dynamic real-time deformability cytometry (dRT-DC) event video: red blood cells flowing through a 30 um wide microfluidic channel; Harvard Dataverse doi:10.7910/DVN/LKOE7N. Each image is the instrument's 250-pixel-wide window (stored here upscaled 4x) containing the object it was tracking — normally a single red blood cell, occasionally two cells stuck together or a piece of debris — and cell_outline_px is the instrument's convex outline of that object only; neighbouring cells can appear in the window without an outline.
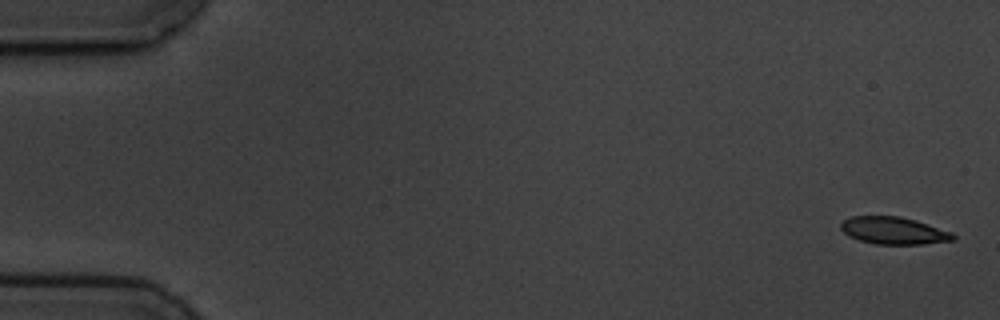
{"species": "common noctule bat (a hibernating species)", "species_latin": "Nyctalus noctula", "temperature_condition": "cold", "stored_images_in_passage": 5, "camera_frame_rate_fps": 3000, "um_per_image_px": 0.085, "animal": {"sex": "male", "body_mass_g": 19.5, "forearm_length_mm": 54.6}, "frame": {"image": 1, "passage_image": 1, "time_ms": 0.0, "image_size_px": [1000, 320], "cell_outline_px": [[956, 240], [924, 244], [876, 244], [860, 240], [848, 236], [840, 228], [840, 224], [844, 220], [852, 216], [900, 216], [916, 220], [952, 232], [956, 236]], "centroid_in_image_um": [75.98, 19.6], "position_along_channel_um": 9.0, "area_um2": 17.92}}
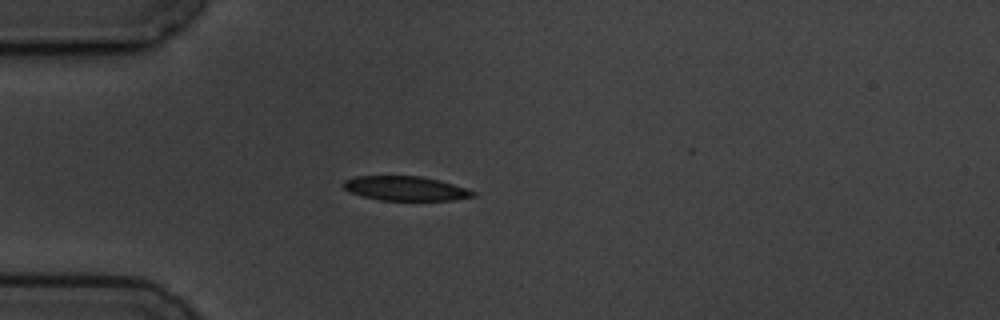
{"frame": {"image": 2, "passage_image": 5, "time_ms": 4.667, "image_size_px": [1000, 320], "cell_outline_px": [[476, 196], [452, 200], [380, 200], [348, 192], [340, 184], [344, 180], [356, 176], [420, 176], [440, 180], [476, 192]], "centroid_in_image_um": [34.42, 16.01], "position_along_channel_um": 50.6, "area_um2": 18.38}}